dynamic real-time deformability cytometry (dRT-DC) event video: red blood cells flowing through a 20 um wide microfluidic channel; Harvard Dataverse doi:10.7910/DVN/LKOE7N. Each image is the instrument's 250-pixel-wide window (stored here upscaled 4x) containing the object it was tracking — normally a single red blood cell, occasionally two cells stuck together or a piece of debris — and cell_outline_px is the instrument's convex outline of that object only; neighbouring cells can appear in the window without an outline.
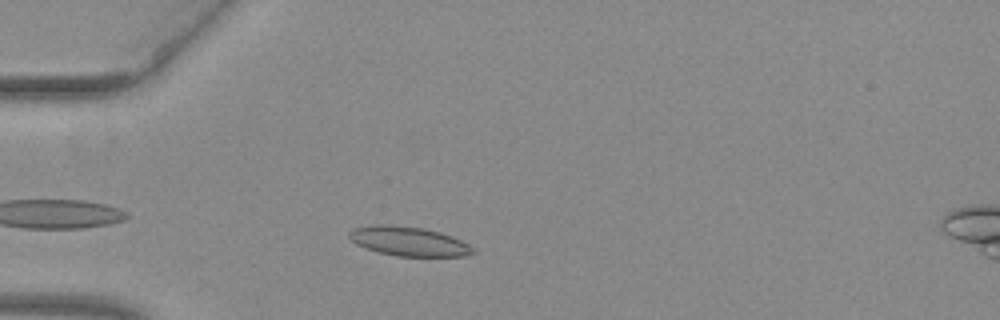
{"species": "common noctule bat (a hibernating species)", "species_latin": "Nyctalus noctula", "temperature_condition": "warm", "stored_images_in_passage": 41, "camera_frame_rate_fps": 3000, "um_per_image_px": 0.085, "animal": {"sex": "female", "body_mass_g": 29.2, "forearm_length_mm": 56.3}, "frame": {"image": 1, "passage_image": 4, "time_ms": 1.0, "image_size_px": [1000, 320], "cell_outline_px": [[476, 252], [464, 256], [396, 256], [380, 252], [356, 244], [348, 236], [348, 232], [352, 228], [372, 224], [392, 224], [424, 228], [440, 232], [452, 236], [468, 244]], "centroid_in_image_um": [34.71, 20.49], "position_along_channel_um": 50.3, "area_um2": 21.15}}
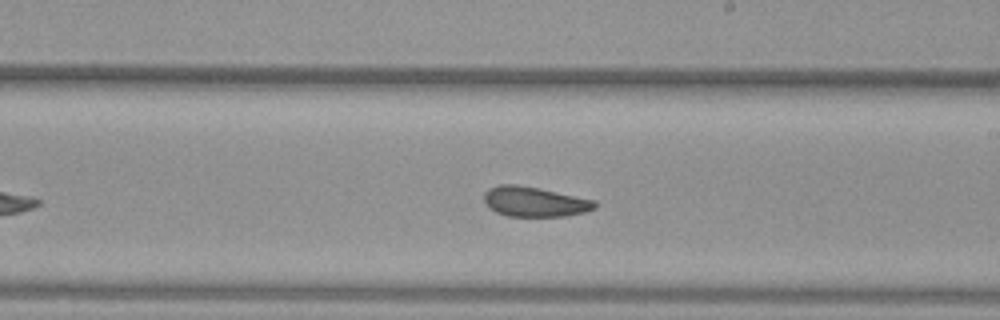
{"frame": {"image": 2, "passage_image": 20, "time_ms": 6.333, "image_size_px": [1000, 320], "cell_outline_px": [[596, 208], [584, 212], [564, 216], [508, 216], [496, 212], [484, 204], [484, 192], [488, 188], [500, 184], [516, 184], [540, 188], [596, 200]], "centroid_in_image_um": [45.42, 17.13], "position_along_channel_um": 243.6, "area_um2": 19.48}}
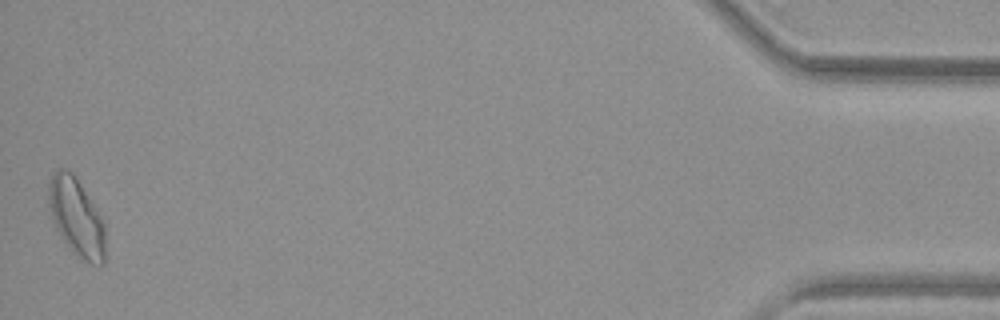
{"frame": {"image": 3, "passage_image": 41, "time_ms": 13.333, "image_size_px": [1000, 320], "cell_outline_px": [[104, 264], [92, 264], [80, 260], [72, 252], [56, 228], [52, 220], [48, 204], [48, 184], [52, 172], [60, 168], [68, 168], [72, 172], [104, 220]], "centroid_in_image_um": [6.47, 18.45], "position_along_channel_um": 428.7, "area_um2": 25.84}, "authors_computed_cell_mechanics": {"area_um2": 20.3456, "velocity_mm_per_s": 3.9513, "shape_relaxation_time_tau1_ms": 6.0257, "shape_relaxation_time_tau2_ms": 2.1919, "deformation_change_tau1": 0.1253, "deformation_change_tau2": 0.079}}